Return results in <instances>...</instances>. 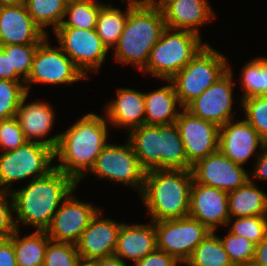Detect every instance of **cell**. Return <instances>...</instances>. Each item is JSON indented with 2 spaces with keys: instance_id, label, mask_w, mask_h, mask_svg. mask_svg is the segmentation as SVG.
Masks as SVG:
<instances>
[{
  "instance_id": "cell-33",
  "label": "cell",
  "mask_w": 267,
  "mask_h": 266,
  "mask_svg": "<svg viewBox=\"0 0 267 266\" xmlns=\"http://www.w3.org/2000/svg\"><path fill=\"white\" fill-rule=\"evenodd\" d=\"M103 5L99 0H84L67 5L65 18L68 15V19H64L59 27L96 29L97 17Z\"/></svg>"
},
{
  "instance_id": "cell-25",
  "label": "cell",
  "mask_w": 267,
  "mask_h": 266,
  "mask_svg": "<svg viewBox=\"0 0 267 266\" xmlns=\"http://www.w3.org/2000/svg\"><path fill=\"white\" fill-rule=\"evenodd\" d=\"M127 133L141 167L146 172L161 169L160 125L143 124Z\"/></svg>"
},
{
  "instance_id": "cell-29",
  "label": "cell",
  "mask_w": 267,
  "mask_h": 266,
  "mask_svg": "<svg viewBox=\"0 0 267 266\" xmlns=\"http://www.w3.org/2000/svg\"><path fill=\"white\" fill-rule=\"evenodd\" d=\"M126 11L104 4L99 11L96 23V32L102 39L103 44L111 51L117 45L120 35L123 32L129 12V0Z\"/></svg>"
},
{
  "instance_id": "cell-11",
  "label": "cell",
  "mask_w": 267,
  "mask_h": 266,
  "mask_svg": "<svg viewBox=\"0 0 267 266\" xmlns=\"http://www.w3.org/2000/svg\"><path fill=\"white\" fill-rule=\"evenodd\" d=\"M54 33L59 41V47L87 79L89 71L96 73L99 71L109 50L96 29L58 27Z\"/></svg>"
},
{
  "instance_id": "cell-21",
  "label": "cell",
  "mask_w": 267,
  "mask_h": 266,
  "mask_svg": "<svg viewBox=\"0 0 267 266\" xmlns=\"http://www.w3.org/2000/svg\"><path fill=\"white\" fill-rule=\"evenodd\" d=\"M166 27L201 35L199 27L216 17L208 0H165L160 6Z\"/></svg>"
},
{
  "instance_id": "cell-9",
  "label": "cell",
  "mask_w": 267,
  "mask_h": 266,
  "mask_svg": "<svg viewBox=\"0 0 267 266\" xmlns=\"http://www.w3.org/2000/svg\"><path fill=\"white\" fill-rule=\"evenodd\" d=\"M157 249L185 264L195 248L211 233L200 221L190 217L154 222Z\"/></svg>"
},
{
  "instance_id": "cell-47",
  "label": "cell",
  "mask_w": 267,
  "mask_h": 266,
  "mask_svg": "<svg viewBox=\"0 0 267 266\" xmlns=\"http://www.w3.org/2000/svg\"><path fill=\"white\" fill-rule=\"evenodd\" d=\"M96 266H128L126 262L116 255L105 256L94 260Z\"/></svg>"
},
{
  "instance_id": "cell-15",
  "label": "cell",
  "mask_w": 267,
  "mask_h": 266,
  "mask_svg": "<svg viewBox=\"0 0 267 266\" xmlns=\"http://www.w3.org/2000/svg\"><path fill=\"white\" fill-rule=\"evenodd\" d=\"M99 210L91 203L78 200L72 191L54 214L52 223L46 230L48 237L55 242L76 244Z\"/></svg>"
},
{
  "instance_id": "cell-36",
  "label": "cell",
  "mask_w": 267,
  "mask_h": 266,
  "mask_svg": "<svg viewBox=\"0 0 267 266\" xmlns=\"http://www.w3.org/2000/svg\"><path fill=\"white\" fill-rule=\"evenodd\" d=\"M26 94L25 81L0 79V120L16 116Z\"/></svg>"
},
{
  "instance_id": "cell-2",
  "label": "cell",
  "mask_w": 267,
  "mask_h": 266,
  "mask_svg": "<svg viewBox=\"0 0 267 266\" xmlns=\"http://www.w3.org/2000/svg\"><path fill=\"white\" fill-rule=\"evenodd\" d=\"M107 124L105 117L88 113L60 133V139L54 150L55 158L58 157L60 162L54 165L55 168L79 184L108 144Z\"/></svg>"
},
{
  "instance_id": "cell-37",
  "label": "cell",
  "mask_w": 267,
  "mask_h": 266,
  "mask_svg": "<svg viewBox=\"0 0 267 266\" xmlns=\"http://www.w3.org/2000/svg\"><path fill=\"white\" fill-rule=\"evenodd\" d=\"M240 103L245 113V120L267 143V95L245 98Z\"/></svg>"
},
{
  "instance_id": "cell-41",
  "label": "cell",
  "mask_w": 267,
  "mask_h": 266,
  "mask_svg": "<svg viewBox=\"0 0 267 266\" xmlns=\"http://www.w3.org/2000/svg\"><path fill=\"white\" fill-rule=\"evenodd\" d=\"M13 212L11 193L0 190V238H9L16 231Z\"/></svg>"
},
{
  "instance_id": "cell-32",
  "label": "cell",
  "mask_w": 267,
  "mask_h": 266,
  "mask_svg": "<svg viewBox=\"0 0 267 266\" xmlns=\"http://www.w3.org/2000/svg\"><path fill=\"white\" fill-rule=\"evenodd\" d=\"M240 84L244 91L240 100L267 95V57L248 61L241 70Z\"/></svg>"
},
{
  "instance_id": "cell-46",
  "label": "cell",
  "mask_w": 267,
  "mask_h": 266,
  "mask_svg": "<svg viewBox=\"0 0 267 266\" xmlns=\"http://www.w3.org/2000/svg\"><path fill=\"white\" fill-rule=\"evenodd\" d=\"M251 266H267V234L256 244Z\"/></svg>"
},
{
  "instance_id": "cell-44",
  "label": "cell",
  "mask_w": 267,
  "mask_h": 266,
  "mask_svg": "<svg viewBox=\"0 0 267 266\" xmlns=\"http://www.w3.org/2000/svg\"><path fill=\"white\" fill-rule=\"evenodd\" d=\"M255 168L252 173V178L257 181L264 180L267 181V143L261 149L259 156L256 158L255 161Z\"/></svg>"
},
{
  "instance_id": "cell-5",
  "label": "cell",
  "mask_w": 267,
  "mask_h": 266,
  "mask_svg": "<svg viewBox=\"0 0 267 266\" xmlns=\"http://www.w3.org/2000/svg\"><path fill=\"white\" fill-rule=\"evenodd\" d=\"M205 44L201 36L194 32L166 27L141 71L160 80H170Z\"/></svg>"
},
{
  "instance_id": "cell-49",
  "label": "cell",
  "mask_w": 267,
  "mask_h": 266,
  "mask_svg": "<svg viewBox=\"0 0 267 266\" xmlns=\"http://www.w3.org/2000/svg\"><path fill=\"white\" fill-rule=\"evenodd\" d=\"M76 266H96L95 261L94 260H84V259H80Z\"/></svg>"
},
{
  "instance_id": "cell-45",
  "label": "cell",
  "mask_w": 267,
  "mask_h": 266,
  "mask_svg": "<svg viewBox=\"0 0 267 266\" xmlns=\"http://www.w3.org/2000/svg\"><path fill=\"white\" fill-rule=\"evenodd\" d=\"M0 79L24 81L16 72H10L9 54L0 49Z\"/></svg>"
},
{
  "instance_id": "cell-26",
  "label": "cell",
  "mask_w": 267,
  "mask_h": 266,
  "mask_svg": "<svg viewBox=\"0 0 267 266\" xmlns=\"http://www.w3.org/2000/svg\"><path fill=\"white\" fill-rule=\"evenodd\" d=\"M228 207L230 218L267 216V194L249 177L244 185L228 192Z\"/></svg>"
},
{
  "instance_id": "cell-50",
  "label": "cell",
  "mask_w": 267,
  "mask_h": 266,
  "mask_svg": "<svg viewBox=\"0 0 267 266\" xmlns=\"http://www.w3.org/2000/svg\"><path fill=\"white\" fill-rule=\"evenodd\" d=\"M64 1V3L66 4V5H70V4H72V3H75V2H81V1H84V0H63Z\"/></svg>"
},
{
  "instance_id": "cell-6",
  "label": "cell",
  "mask_w": 267,
  "mask_h": 266,
  "mask_svg": "<svg viewBox=\"0 0 267 266\" xmlns=\"http://www.w3.org/2000/svg\"><path fill=\"white\" fill-rule=\"evenodd\" d=\"M229 70L226 56L206 43L170 81L185 108Z\"/></svg>"
},
{
  "instance_id": "cell-4",
  "label": "cell",
  "mask_w": 267,
  "mask_h": 266,
  "mask_svg": "<svg viewBox=\"0 0 267 266\" xmlns=\"http://www.w3.org/2000/svg\"><path fill=\"white\" fill-rule=\"evenodd\" d=\"M191 170L154 169L145 173L140 197L151 221H164L189 216Z\"/></svg>"
},
{
  "instance_id": "cell-13",
  "label": "cell",
  "mask_w": 267,
  "mask_h": 266,
  "mask_svg": "<svg viewBox=\"0 0 267 266\" xmlns=\"http://www.w3.org/2000/svg\"><path fill=\"white\" fill-rule=\"evenodd\" d=\"M176 126L181 136L188 162L193 165L200 159L219 150V130L216 124L194 116L185 108L180 110Z\"/></svg>"
},
{
  "instance_id": "cell-8",
  "label": "cell",
  "mask_w": 267,
  "mask_h": 266,
  "mask_svg": "<svg viewBox=\"0 0 267 266\" xmlns=\"http://www.w3.org/2000/svg\"><path fill=\"white\" fill-rule=\"evenodd\" d=\"M117 145L108 143L88 172L97 178L107 179L124 186H132L139 194L144 187L146 171L141 167L131 142Z\"/></svg>"
},
{
  "instance_id": "cell-22",
  "label": "cell",
  "mask_w": 267,
  "mask_h": 266,
  "mask_svg": "<svg viewBox=\"0 0 267 266\" xmlns=\"http://www.w3.org/2000/svg\"><path fill=\"white\" fill-rule=\"evenodd\" d=\"M116 99L104 105L105 118L116 128L131 129L141 126L145 120V96L131 88H118Z\"/></svg>"
},
{
  "instance_id": "cell-51",
  "label": "cell",
  "mask_w": 267,
  "mask_h": 266,
  "mask_svg": "<svg viewBox=\"0 0 267 266\" xmlns=\"http://www.w3.org/2000/svg\"><path fill=\"white\" fill-rule=\"evenodd\" d=\"M152 3L160 6L165 0H150Z\"/></svg>"
},
{
  "instance_id": "cell-28",
  "label": "cell",
  "mask_w": 267,
  "mask_h": 266,
  "mask_svg": "<svg viewBox=\"0 0 267 266\" xmlns=\"http://www.w3.org/2000/svg\"><path fill=\"white\" fill-rule=\"evenodd\" d=\"M161 169L191 170L175 123L160 125Z\"/></svg>"
},
{
  "instance_id": "cell-19",
  "label": "cell",
  "mask_w": 267,
  "mask_h": 266,
  "mask_svg": "<svg viewBox=\"0 0 267 266\" xmlns=\"http://www.w3.org/2000/svg\"><path fill=\"white\" fill-rule=\"evenodd\" d=\"M46 36L32 20L25 4L0 7V46L39 44Z\"/></svg>"
},
{
  "instance_id": "cell-43",
  "label": "cell",
  "mask_w": 267,
  "mask_h": 266,
  "mask_svg": "<svg viewBox=\"0 0 267 266\" xmlns=\"http://www.w3.org/2000/svg\"><path fill=\"white\" fill-rule=\"evenodd\" d=\"M0 266H17L13 234L9 238H0Z\"/></svg>"
},
{
  "instance_id": "cell-31",
  "label": "cell",
  "mask_w": 267,
  "mask_h": 266,
  "mask_svg": "<svg viewBox=\"0 0 267 266\" xmlns=\"http://www.w3.org/2000/svg\"><path fill=\"white\" fill-rule=\"evenodd\" d=\"M25 5L32 20L47 35L45 27L52 25L54 31L65 19L67 5L63 0H26Z\"/></svg>"
},
{
  "instance_id": "cell-1",
  "label": "cell",
  "mask_w": 267,
  "mask_h": 266,
  "mask_svg": "<svg viewBox=\"0 0 267 266\" xmlns=\"http://www.w3.org/2000/svg\"><path fill=\"white\" fill-rule=\"evenodd\" d=\"M79 184L64 172L54 169L48 175L30 180L19 190H11L15 225L35 226L46 231L63 201Z\"/></svg>"
},
{
  "instance_id": "cell-16",
  "label": "cell",
  "mask_w": 267,
  "mask_h": 266,
  "mask_svg": "<svg viewBox=\"0 0 267 266\" xmlns=\"http://www.w3.org/2000/svg\"><path fill=\"white\" fill-rule=\"evenodd\" d=\"M265 144L245 119H232L220 127L219 151L238 165L243 166L253 154L257 158Z\"/></svg>"
},
{
  "instance_id": "cell-20",
  "label": "cell",
  "mask_w": 267,
  "mask_h": 266,
  "mask_svg": "<svg viewBox=\"0 0 267 266\" xmlns=\"http://www.w3.org/2000/svg\"><path fill=\"white\" fill-rule=\"evenodd\" d=\"M28 96L29 93L22 98L16 113V118L19 121L24 136L27 141L39 142L55 150L60 139V133L50 138H45L53 128L55 120L53 107L46 101H32L26 104Z\"/></svg>"
},
{
  "instance_id": "cell-24",
  "label": "cell",
  "mask_w": 267,
  "mask_h": 266,
  "mask_svg": "<svg viewBox=\"0 0 267 266\" xmlns=\"http://www.w3.org/2000/svg\"><path fill=\"white\" fill-rule=\"evenodd\" d=\"M168 85L144 93L145 96V120L147 125H168L176 122L181 107L174 86L170 80Z\"/></svg>"
},
{
  "instance_id": "cell-10",
  "label": "cell",
  "mask_w": 267,
  "mask_h": 266,
  "mask_svg": "<svg viewBox=\"0 0 267 266\" xmlns=\"http://www.w3.org/2000/svg\"><path fill=\"white\" fill-rule=\"evenodd\" d=\"M48 39L47 35L35 52L31 72L25 81L27 93L34 83L71 85L81 79H87L59 46H50Z\"/></svg>"
},
{
  "instance_id": "cell-17",
  "label": "cell",
  "mask_w": 267,
  "mask_h": 266,
  "mask_svg": "<svg viewBox=\"0 0 267 266\" xmlns=\"http://www.w3.org/2000/svg\"><path fill=\"white\" fill-rule=\"evenodd\" d=\"M189 216L200 221L212 232H215L218 226H226L230 219L228 192L193 182Z\"/></svg>"
},
{
  "instance_id": "cell-30",
  "label": "cell",
  "mask_w": 267,
  "mask_h": 266,
  "mask_svg": "<svg viewBox=\"0 0 267 266\" xmlns=\"http://www.w3.org/2000/svg\"><path fill=\"white\" fill-rule=\"evenodd\" d=\"M235 266L224 250L222 242L212 232L195 248L185 266Z\"/></svg>"
},
{
  "instance_id": "cell-38",
  "label": "cell",
  "mask_w": 267,
  "mask_h": 266,
  "mask_svg": "<svg viewBox=\"0 0 267 266\" xmlns=\"http://www.w3.org/2000/svg\"><path fill=\"white\" fill-rule=\"evenodd\" d=\"M219 238L234 265H250L252 263L256 246L253 242L230 232L225 237Z\"/></svg>"
},
{
  "instance_id": "cell-27",
  "label": "cell",
  "mask_w": 267,
  "mask_h": 266,
  "mask_svg": "<svg viewBox=\"0 0 267 266\" xmlns=\"http://www.w3.org/2000/svg\"><path fill=\"white\" fill-rule=\"evenodd\" d=\"M19 229L13 233V248L17 266H43L48 242L51 240L46 231H35L19 237Z\"/></svg>"
},
{
  "instance_id": "cell-14",
  "label": "cell",
  "mask_w": 267,
  "mask_h": 266,
  "mask_svg": "<svg viewBox=\"0 0 267 266\" xmlns=\"http://www.w3.org/2000/svg\"><path fill=\"white\" fill-rule=\"evenodd\" d=\"M191 172L193 182L226 192L241 187L250 177L243 166L231 161L219 150L195 162Z\"/></svg>"
},
{
  "instance_id": "cell-34",
  "label": "cell",
  "mask_w": 267,
  "mask_h": 266,
  "mask_svg": "<svg viewBox=\"0 0 267 266\" xmlns=\"http://www.w3.org/2000/svg\"><path fill=\"white\" fill-rule=\"evenodd\" d=\"M39 44H9L0 49L9 54L10 72H16L26 81L32 69L33 58Z\"/></svg>"
},
{
  "instance_id": "cell-48",
  "label": "cell",
  "mask_w": 267,
  "mask_h": 266,
  "mask_svg": "<svg viewBox=\"0 0 267 266\" xmlns=\"http://www.w3.org/2000/svg\"><path fill=\"white\" fill-rule=\"evenodd\" d=\"M26 0H0V7L1 6H11V5H21L25 4Z\"/></svg>"
},
{
  "instance_id": "cell-7",
  "label": "cell",
  "mask_w": 267,
  "mask_h": 266,
  "mask_svg": "<svg viewBox=\"0 0 267 266\" xmlns=\"http://www.w3.org/2000/svg\"><path fill=\"white\" fill-rule=\"evenodd\" d=\"M0 190L10 192L12 183L42 178L55 166L54 149L39 142L27 141L13 151L0 152Z\"/></svg>"
},
{
  "instance_id": "cell-40",
  "label": "cell",
  "mask_w": 267,
  "mask_h": 266,
  "mask_svg": "<svg viewBox=\"0 0 267 266\" xmlns=\"http://www.w3.org/2000/svg\"><path fill=\"white\" fill-rule=\"evenodd\" d=\"M27 142L16 116L0 120V150L13 151Z\"/></svg>"
},
{
  "instance_id": "cell-23",
  "label": "cell",
  "mask_w": 267,
  "mask_h": 266,
  "mask_svg": "<svg viewBox=\"0 0 267 266\" xmlns=\"http://www.w3.org/2000/svg\"><path fill=\"white\" fill-rule=\"evenodd\" d=\"M157 248L156 230L154 222L149 224L122 223L117 237L114 255L124 262H136Z\"/></svg>"
},
{
  "instance_id": "cell-52",
  "label": "cell",
  "mask_w": 267,
  "mask_h": 266,
  "mask_svg": "<svg viewBox=\"0 0 267 266\" xmlns=\"http://www.w3.org/2000/svg\"><path fill=\"white\" fill-rule=\"evenodd\" d=\"M235 266H251V265H235Z\"/></svg>"
},
{
  "instance_id": "cell-18",
  "label": "cell",
  "mask_w": 267,
  "mask_h": 266,
  "mask_svg": "<svg viewBox=\"0 0 267 266\" xmlns=\"http://www.w3.org/2000/svg\"><path fill=\"white\" fill-rule=\"evenodd\" d=\"M100 209L82 232L76 247L81 259L95 260L114 254L122 223L102 218Z\"/></svg>"
},
{
  "instance_id": "cell-39",
  "label": "cell",
  "mask_w": 267,
  "mask_h": 266,
  "mask_svg": "<svg viewBox=\"0 0 267 266\" xmlns=\"http://www.w3.org/2000/svg\"><path fill=\"white\" fill-rule=\"evenodd\" d=\"M80 259L76 244L50 240L47 244L43 266H76Z\"/></svg>"
},
{
  "instance_id": "cell-42",
  "label": "cell",
  "mask_w": 267,
  "mask_h": 266,
  "mask_svg": "<svg viewBox=\"0 0 267 266\" xmlns=\"http://www.w3.org/2000/svg\"><path fill=\"white\" fill-rule=\"evenodd\" d=\"M179 264L170 254L157 248L144 258L134 262L135 266H179Z\"/></svg>"
},
{
  "instance_id": "cell-35",
  "label": "cell",
  "mask_w": 267,
  "mask_h": 266,
  "mask_svg": "<svg viewBox=\"0 0 267 266\" xmlns=\"http://www.w3.org/2000/svg\"><path fill=\"white\" fill-rule=\"evenodd\" d=\"M226 226H230V233L246 238L256 245L267 234V216L230 218Z\"/></svg>"
},
{
  "instance_id": "cell-3",
  "label": "cell",
  "mask_w": 267,
  "mask_h": 266,
  "mask_svg": "<svg viewBox=\"0 0 267 266\" xmlns=\"http://www.w3.org/2000/svg\"><path fill=\"white\" fill-rule=\"evenodd\" d=\"M165 28L164 17L158 5L150 0H129L128 17L113 50L116 62L134 64L141 71Z\"/></svg>"
},
{
  "instance_id": "cell-12",
  "label": "cell",
  "mask_w": 267,
  "mask_h": 266,
  "mask_svg": "<svg viewBox=\"0 0 267 266\" xmlns=\"http://www.w3.org/2000/svg\"><path fill=\"white\" fill-rule=\"evenodd\" d=\"M233 73L229 70L215 83L191 101L185 109L196 117L221 127L234 119L233 109Z\"/></svg>"
}]
</instances>
